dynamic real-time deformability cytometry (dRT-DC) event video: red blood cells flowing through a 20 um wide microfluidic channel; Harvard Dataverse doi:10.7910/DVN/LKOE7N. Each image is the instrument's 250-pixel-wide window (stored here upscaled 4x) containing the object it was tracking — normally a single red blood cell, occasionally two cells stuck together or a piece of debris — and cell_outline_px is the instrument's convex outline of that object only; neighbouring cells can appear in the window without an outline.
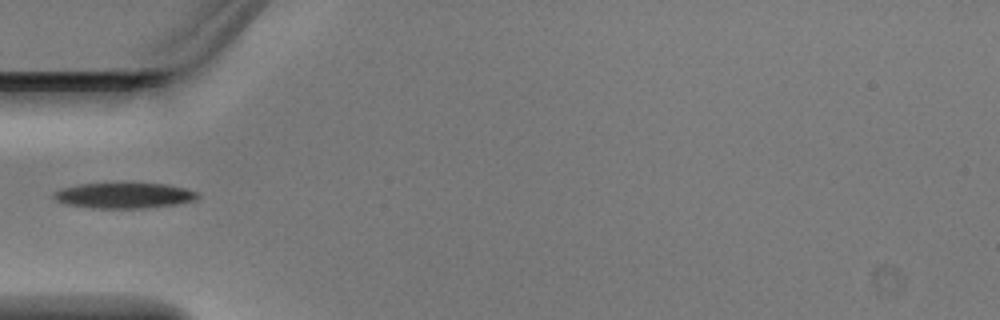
{"species": "Egyptian fruit bat (a non-hibernating species)", "species_latin": "Rousettus aegyptiacus", "temperature_condition": "warm", "stored_images_in_passage": 1, "camera_frame_rate_fps": 3000, "um_per_image_px": 0.085, "animal": {"sex": "male"}, "frame": {"image": 1, "passage_image": 1, "time_ms": 0.0, "image_size_px": [1000, 320], "cell_outline_px": [[200, 196], [196, 200], [180, 204], [148, 208], [92, 208], [64, 204], [56, 200], [52, 196], [60, 188], [80, 184], [164, 184], [184, 188], [196, 192]], "centroid_in_image_um": [10.56, 16.64], "position_along_channel_um": 74.4, "area_um2": 21.33}}